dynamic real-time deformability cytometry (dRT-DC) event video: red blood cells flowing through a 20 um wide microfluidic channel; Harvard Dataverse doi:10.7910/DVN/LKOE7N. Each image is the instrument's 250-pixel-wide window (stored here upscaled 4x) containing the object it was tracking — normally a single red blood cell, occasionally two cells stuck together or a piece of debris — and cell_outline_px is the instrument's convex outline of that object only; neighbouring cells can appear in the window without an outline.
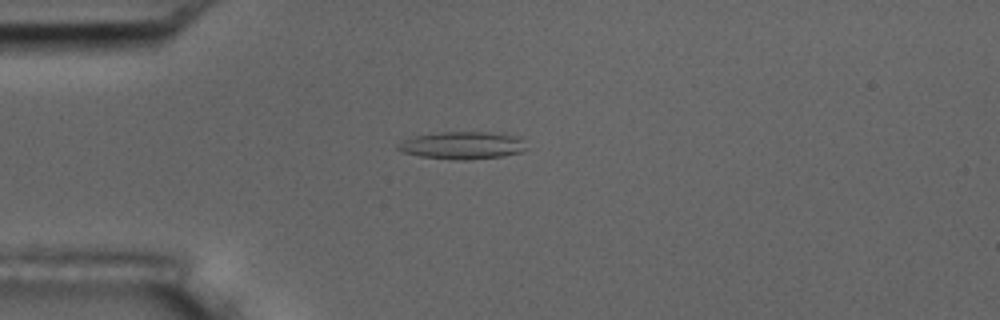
{"species": "common noctule bat (a hibernating species)", "species_latin": "Nyctalus noctula", "temperature_condition": "room temperature", "stored_images_in_passage": 3, "camera_frame_rate_fps": 3000, "um_per_image_px": 0.085, "animal": {"sex": "male", "body_mass_g": 17.5, "forearm_length_mm": 52.3}, "frame": {"image": 1, "passage_image": 1, "time_ms": 0.0, "image_size_px": [1000, 320], "cell_outline_px": [[528, 148], [520, 152], [504, 156], [468, 160], [452, 160], [420, 156], [404, 152], [396, 148], [396, 144], [404, 140], [416, 136], [440, 132], [504, 132], [516, 136], [524, 140]], "centroid_in_image_um": [39.37, 12.35], "position_along_channel_um": 45.6, "area_um2": 20.87}}